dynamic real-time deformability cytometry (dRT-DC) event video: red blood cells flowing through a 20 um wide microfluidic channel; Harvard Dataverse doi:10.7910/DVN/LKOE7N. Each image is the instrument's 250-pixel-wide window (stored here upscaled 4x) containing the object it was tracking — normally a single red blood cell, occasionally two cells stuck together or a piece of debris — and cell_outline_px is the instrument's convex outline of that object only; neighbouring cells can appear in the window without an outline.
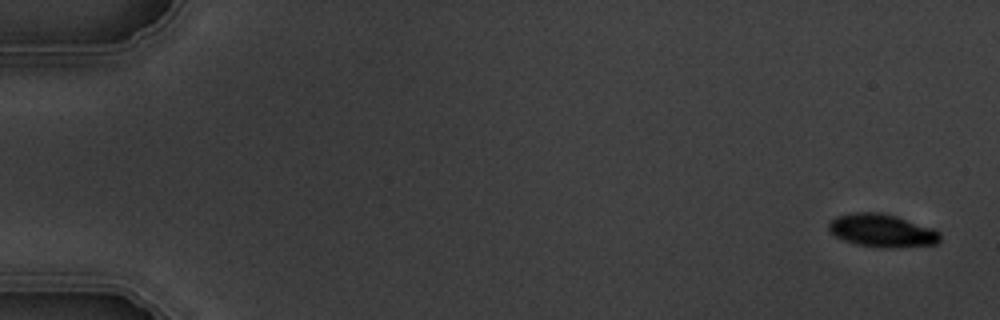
{"species": "common noctule bat (a hibernating species)", "species_latin": "Nyctalus noctula", "temperature_condition": "warm", "stored_images_in_passage": 8, "camera_frame_rate_fps": 3000, "um_per_image_px": 0.085, "animal": {"sex": "male", "body_mass_g": 19.5, "forearm_length_mm": 54.6}, "frame": {"image": 1, "passage_image": 1, "time_ms": 0.0, "image_size_px": [1000, 320], "cell_outline_px": [[940, 240], [936, 244], [896, 248], [880, 248], [856, 244], [844, 240], [836, 236], [828, 228], [828, 224], [836, 216], [852, 212], [880, 212], [896, 216], [932, 228], [940, 232]], "centroid_in_image_um": [74.97, 19.6], "position_along_channel_um": 10.0, "area_um2": 21.44}}
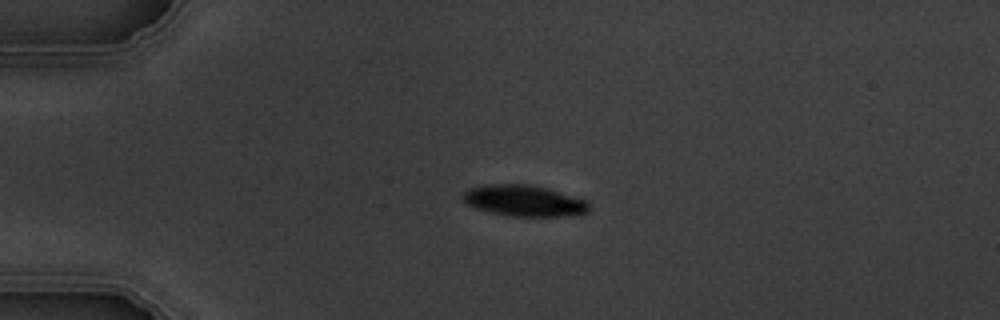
{"frame": {"image": 2, "passage_image": 4, "time_ms": 4.0, "image_size_px": [1000, 320], "cell_outline_px": [[588, 212], [564, 216], [508, 216], [476, 208], [468, 204], [460, 196], [468, 188], [480, 184], [528, 184], [548, 188], [588, 200]], "centroid_in_image_um": [44.52, 17.04], "position_along_channel_um": 40.5, "area_um2": 23.0}}